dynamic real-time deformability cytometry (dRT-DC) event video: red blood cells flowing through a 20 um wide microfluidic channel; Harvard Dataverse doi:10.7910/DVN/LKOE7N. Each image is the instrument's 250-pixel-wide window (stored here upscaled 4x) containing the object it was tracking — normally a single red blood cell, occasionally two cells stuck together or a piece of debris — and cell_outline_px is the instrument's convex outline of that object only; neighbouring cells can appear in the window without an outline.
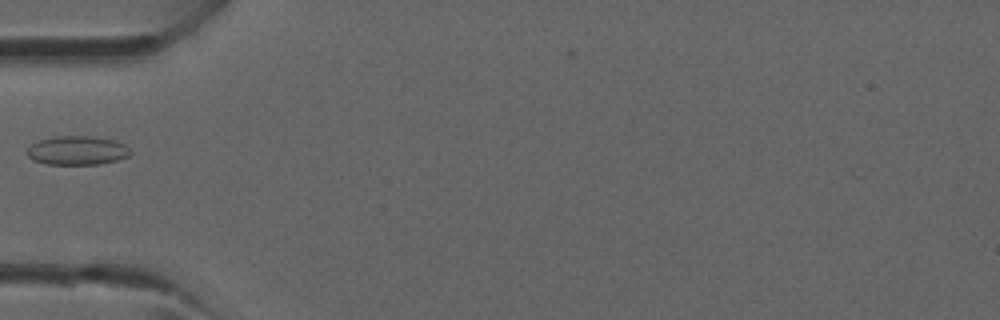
{"species": "common noctule bat (a hibernating species)", "species_latin": "Nyctalus noctula", "temperature_condition": "room temperature", "stored_images_in_passage": 27, "camera_frame_rate_fps": 3000, "um_per_image_px": 0.085, "animal": {"sex": "male", "forearm_length_mm": 52.5}, "frame": {"image": 1, "passage_image": 1, "time_ms": 0.0, "image_size_px": [1000, 320], "cell_outline_px": [[132, 152], [128, 156], [116, 160], [100, 164], [48, 164], [32, 160], [24, 152], [32, 144], [40, 140], [56, 136], [88, 136], [116, 140], [124, 144]], "centroid_in_image_um": [6.55, 12.79], "position_along_channel_um": 78.5, "area_um2": 17.4}}
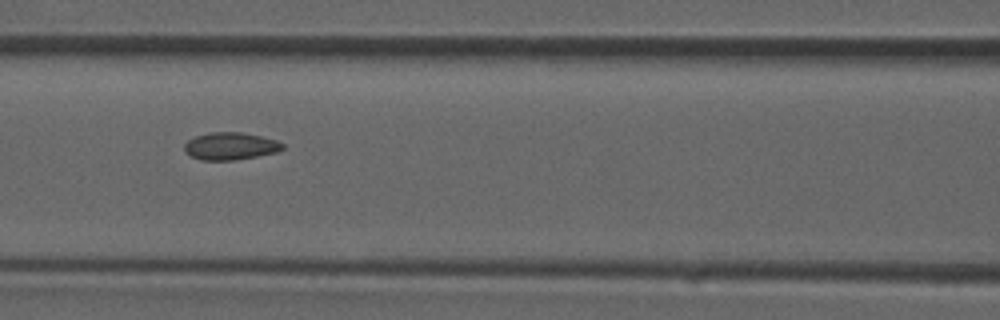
{"frame": {"image": 2, "passage_image": 5, "time_ms": 1.333, "image_size_px": [1000, 320], "cell_outline_px": [[284, 148], [276, 152], [256, 156], [232, 160], [200, 160], [184, 152], [184, 144], [188, 140], [196, 136], [212, 132], [240, 132], [260, 136], [276, 140], [284, 144]], "centroid_in_image_um": [19.56, 12.42], "position_along_channel_um": 147.0, "area_um2": 15.55}}
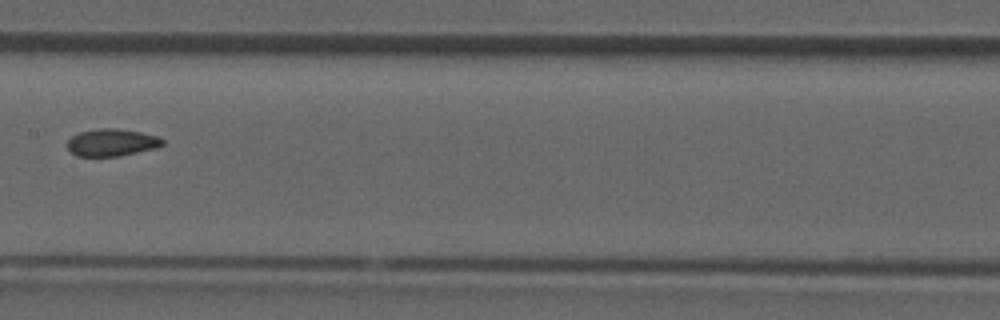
{"frame": {"image": 3, "passage_image": 8, "time_ms": 2.333, "image_size_px": [1000, 320], "cell_outline_px": [[164, 144], [156, 148], [120, 156], [76, 156], [68, 148], [68, 140], [72, 136], [80, 132], [100, 128], [116, 128], [140, 132], [156, 136], [164, 140]], "centroid_in_image_um": [9.51, 12.11], "position_along_channel_um": 197.9, "area_um2": 15.03}}